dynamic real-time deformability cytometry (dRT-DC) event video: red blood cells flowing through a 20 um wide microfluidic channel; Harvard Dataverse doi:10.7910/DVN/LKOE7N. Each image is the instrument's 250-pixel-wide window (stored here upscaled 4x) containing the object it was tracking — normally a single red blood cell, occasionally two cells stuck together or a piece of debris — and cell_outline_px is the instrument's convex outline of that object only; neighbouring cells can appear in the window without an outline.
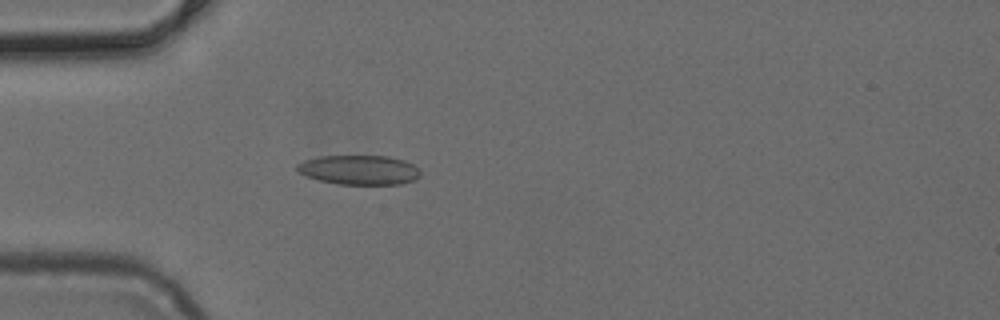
{"species": "common noctule bat (a hibernating species)", "species_latin": "Nyctalus noctula", "temperature_condition": "cold", "stored_images_in_passage": 43, "camera_frame_rate_fps": 3000, "um_per_image_px": 0.085, "animal": {"sex": "female", "body_mass_g": 24.6, "forearm_length_mm": 56.2}, "frame": {"image": 1, "passage_image": 8, "time_ms": 2.333, "image_size_px": [1000, 320], "cell_outline_px": [[420, 176], [412, 180], [400, 184], [340, 184], [320, 180], [308, 176], [300, 172], [296, 168], [296, 164], [304, 160], [320, 156], [388, 156], [404, 160], [412, 164], [420, 172]], "centroid_in_image_um": [30.52, 14.43], "position_along_channel_um": 54.5, "area_um2": 20.92}}
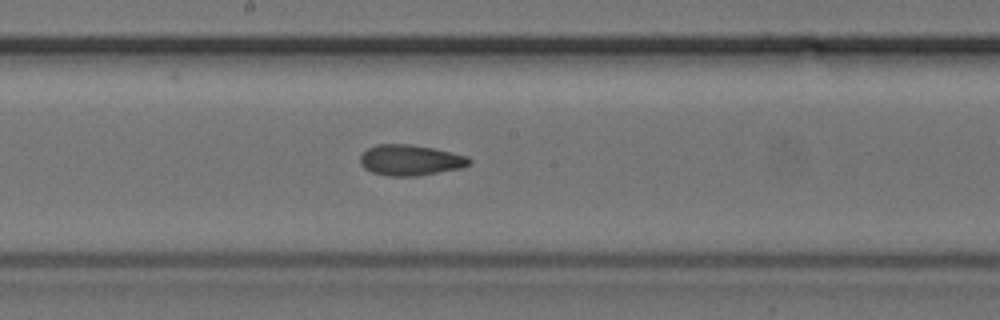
{"frame": {"image": 2, "passage_image": 20, "time_ms": 6.333, "image_size_px": [1000, 320], "cell_outline_px": [[472, 160], [468, 164], [460, 168], [416, 176], [388, 176], [372, 172], [364, 168], [360, 164], [360, 156], [368, 148], [376, 144], [408, 144], [432, 148], [468, 156]], "centroid_in_image_um": [34.84, 13.61], "position_along_channel_um": 213.4, "area_um2": 19.36}}
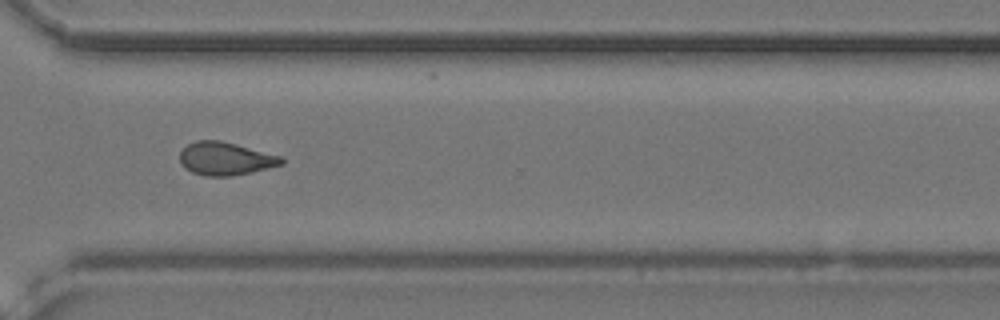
{"frame": {"image": 3, "passage_image": 30, "time_ms": 9.667, "image_size_px": [1000, 320], "cell_outline_px": [[284, 164], [252, 172], [232, 176], [204, 176], [192, 172], [184, 168], [180, 160], [180, 152], [188, 144], [196, 140], [220, 140], [236, 144], [280, 156], [284, 160]], "centroid_in_image_um": [19.15, 13.49], "position_along_channel_um": 351.5, "area_um2": 19.54}}